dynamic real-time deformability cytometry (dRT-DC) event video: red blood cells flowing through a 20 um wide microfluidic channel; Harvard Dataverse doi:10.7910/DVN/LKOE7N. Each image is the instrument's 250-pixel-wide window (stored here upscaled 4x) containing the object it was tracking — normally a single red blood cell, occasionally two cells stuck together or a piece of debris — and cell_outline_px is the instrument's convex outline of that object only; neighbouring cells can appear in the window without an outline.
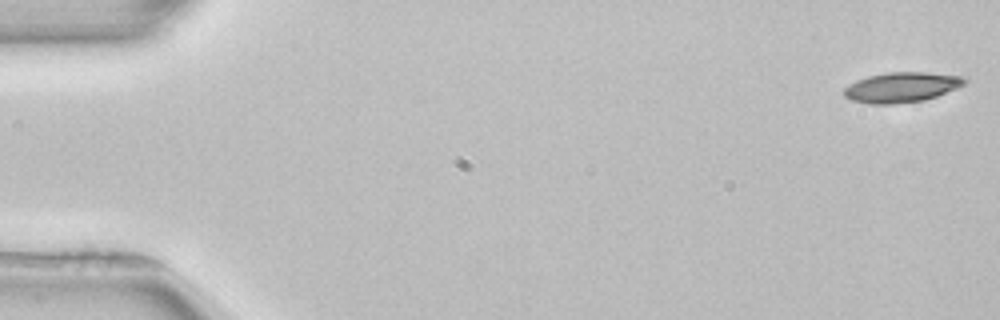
{"species": "common noctule bat (a hibernating species)", "species_latin": "Nyctalus noctula", "temperature_condition": "room temperature", "stored_images_in_passage": 52, "camera_frame_rate_fps": 3000, "um_per_image_px": 0.085, "animal": {"sex": "female", "body_mass_g": 22.7, "forearm_length_mm": 54.2}, "frame": {"image": 1, "passage_image": 1, "time_ms": 0.0, "image_size_px": [1000, 320], "cell_outline_px": [[968, 80], [964, 84], [956, 88], [936, 96], [924, 100], [892, 104], [868, 104], [852, 100], [844, 96], [844, 88], [848, 84], [856, 80], [868, 76], [888, 72], [924, 72], [968, 76]], "centroid_in_image_um": [76.64, 7.41], "position_along_channel_um": 8.4, "area_um2": 21.27}}
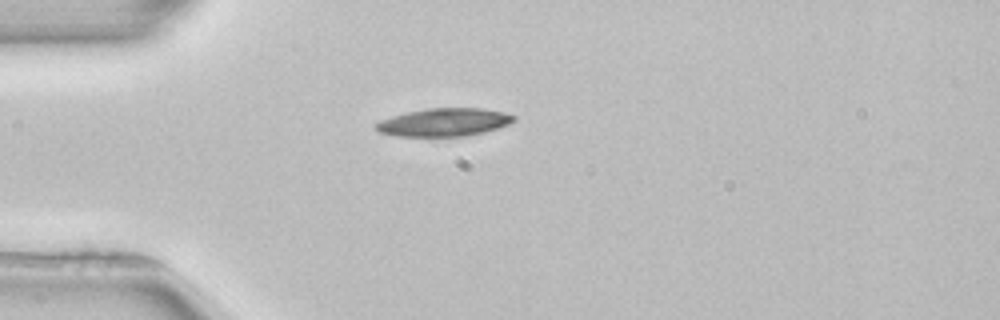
{"frame": {"image": 2, "passage_image": 14, "time_ms": 4.333, "image_size_px": [1000, 320], "cell_outline_px": [[516, 120], [508, 124], [484, 132], [468, 136], [396, 136], [380, 132], [372, 128], [380, 120], [392, 116], [408, 112], [428, 108], [480, 108], [504, 112], [516, 116]], "centroid_in_image_um": [37.74, 10.39], "position_along_channel_um": 47.3, "area_um2": 22.48}}
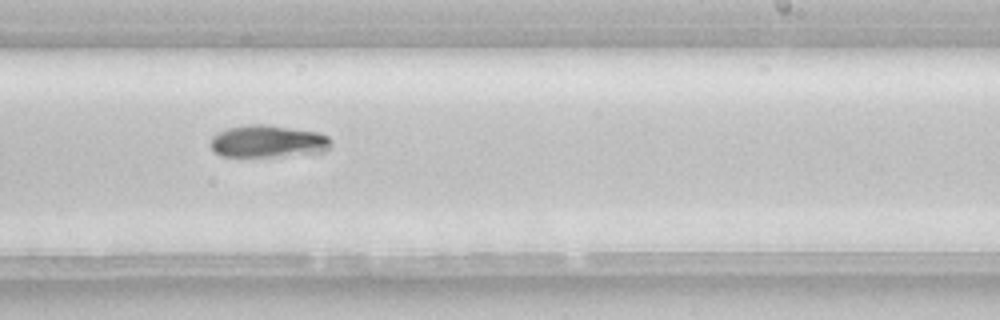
{"frame": {"image": 3, "passage_image": 32, "time_ms": 10.333, "image_size_px": [1000, 320], "cell_outline_px": [[332, 144], [324, 152], [276, 156], [220, 156], [212, 152], [208, 144], [212, 136], [228, 128], [252, 124], [264, 124], [320, 132], [328, 136], [332, 140]], "centroid_in_image_um": [22.75, 12.02], "position_along_channel_um": 266.2, "area_um2": 22.83}, "authors_computed_cell_mechanics": {"area_um2": 22.3108, "velocity_mm_per_s": 3.9343, "shape_relaxation_time_tau1_ms": 2.0034, "shape_relaxation_time_tau2_ms": 9.5023, "deformation_change_tau1": 0.0979, "deformation_change_tau2": 0.2318}}